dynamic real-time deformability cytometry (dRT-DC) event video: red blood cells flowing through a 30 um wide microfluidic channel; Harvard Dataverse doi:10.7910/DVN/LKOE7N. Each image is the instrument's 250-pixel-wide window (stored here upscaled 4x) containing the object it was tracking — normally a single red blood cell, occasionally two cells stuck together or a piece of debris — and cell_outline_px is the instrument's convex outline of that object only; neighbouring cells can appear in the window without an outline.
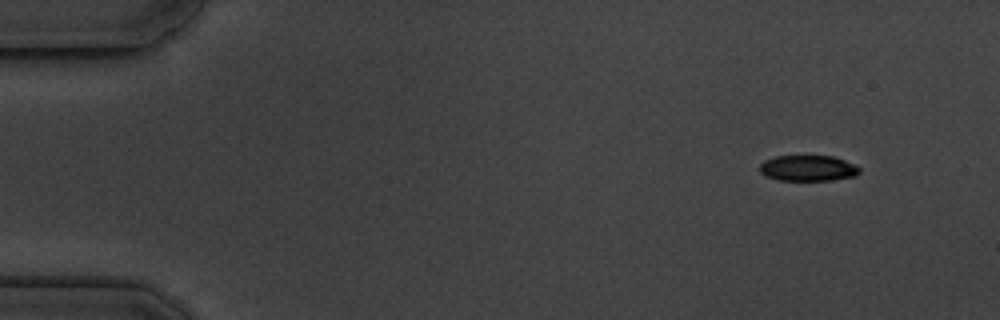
{"species": "common noctule bat (a hibernating species)", "species_latin": "Nyctalus noctula", "temperature_condition": "cold", "stored_images_in_passage": 6, "camera_frame_rate_fps": 3000, "um_per_image_px": 0.085, "animal": {"sex": "male", "body_mass_g": 19.5, "forearm_length_mm": 54.6}, "frame": {"image": 1, "passage_image": 1, "time_ms": 0.0, "image_size_px": [1000, 320], "cell_outline_px": [[860, 172], [856, 176], [832, 180], [776, 180], [764, 176], [760, 172], [760, 164], [764, 160], [776, 156], [832, 156], [844, 160], [860, 168]], "centroid_in_image_um": [68.65, 14.3], "position_along_channel_um": 16.4, "area_um2": 15.03}}
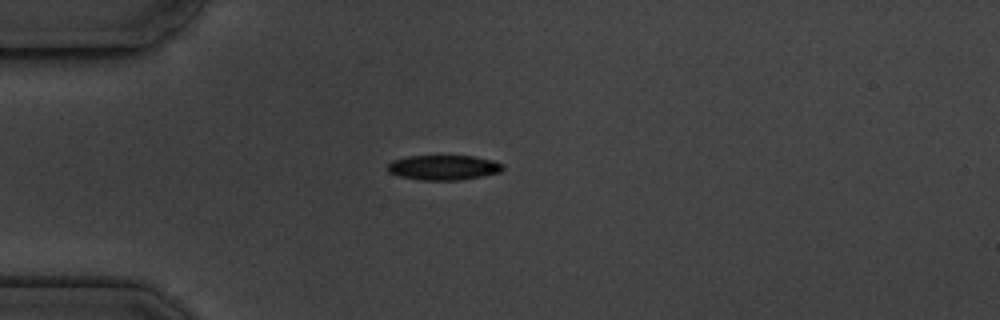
{"frame": {"image": 2, "passage_image": 4, "time_ms": 3.333, "image_size_px": [1000, 320], "cell_outline_px": [[504, 168], [500, 172], [460, 180], [420, 180], [400, 176], [388, 172], [384, 168], [392, 160], [408, 156], [472, 156], [492, 160], [504, 164]], "centroid_in_image_um": [37.66, 14.24], "position_along_channel_um": 47.3, "area_um2": 16.76}}